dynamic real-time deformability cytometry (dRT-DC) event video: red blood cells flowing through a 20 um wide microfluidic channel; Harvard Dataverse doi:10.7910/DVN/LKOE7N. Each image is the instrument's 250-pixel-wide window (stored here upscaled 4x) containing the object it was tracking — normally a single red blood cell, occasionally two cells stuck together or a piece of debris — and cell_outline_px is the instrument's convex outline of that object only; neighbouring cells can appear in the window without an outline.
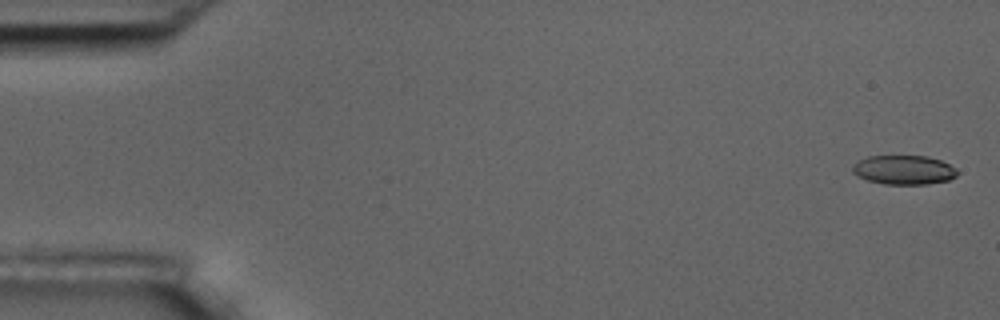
{"species": "common noctule bat (a hibernating species)", "species_latin": "Nyctalus noctula", "temperature_condition": "room temperature", "stored_images_in_passage": 6, "camera_frame_rate_fps": 3000, "um_per_image_px": 0.085, "animal": {"sex": "male", "body_mass_g": 17.5, "forearm_length_mm": 52.3}, "frame": {"image": 1, "passage_image": 1, "time_ms": 0.0, "image_size_px": [1000, 320], "cell_outline_px": [[960, 172], [956, 176], [948, 180], [928, 184], [884, 184], [868, 180], [856, 176], [852, 172], [852, 164], [868, 156], [928, 156], [940, 160], [956, 168]], "centroid_in_image_um": [76.82, 14.44], "position_along_channel_um": 8.2, "area_um2": 17.92}}
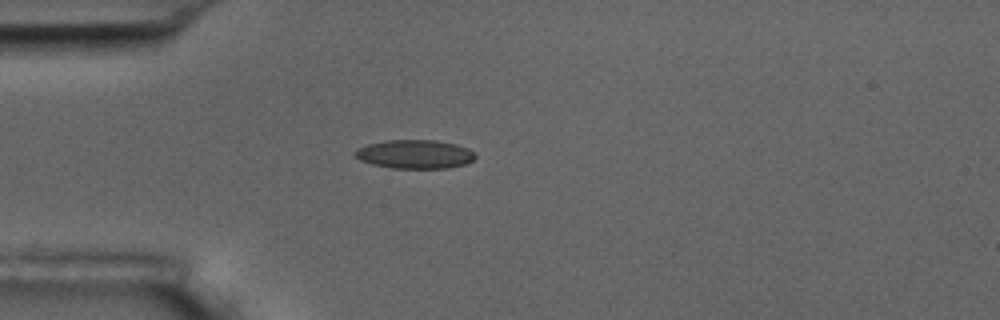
{"frame": {"image": 2, "passage_image": 5, "time_ms": 4.667, "image_size_px": [1000, 320], "cell_outline_px": [[476, 156], [472, 160], [464, 164], [448, 168], [392, 168], [372, 164], [360, 160], [352, 152], [356, 148], [368, 144], [384, 140], [436, 140], [456, 144], [468, 148], [476, 152]], "centroid_in_image_um": [35.25, 13.1], "position_along_channel_um": 49.7, "area_um2": 20.29}}